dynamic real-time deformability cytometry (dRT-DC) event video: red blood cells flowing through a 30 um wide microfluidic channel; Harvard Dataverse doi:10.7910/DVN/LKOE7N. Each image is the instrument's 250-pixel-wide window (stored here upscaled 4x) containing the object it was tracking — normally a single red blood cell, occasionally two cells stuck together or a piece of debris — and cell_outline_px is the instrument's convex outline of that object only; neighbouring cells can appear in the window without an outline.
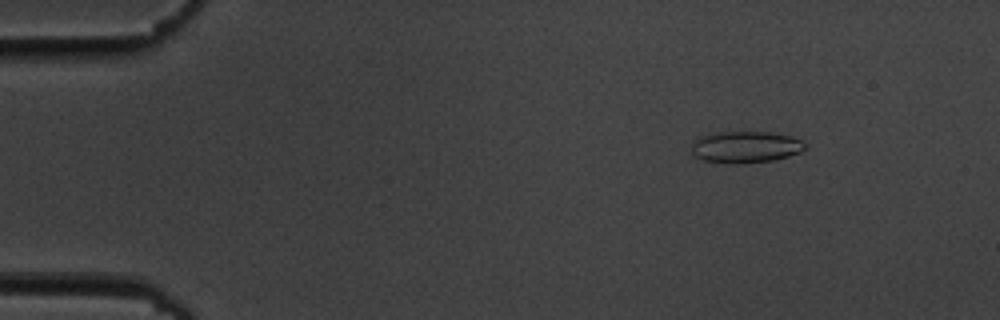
{"species": "common noctule bat (a hibernating species)", "species_latin": "Nyctalus noctula", "temperature_condition": "cold", "stored_images_in_passage": 16, "camera_frame_rate_fps": 3000, "um_per_image_px": 0.085, "animal": {"sex": "male", "body_mass_g": 19.5, "forearm_length_mm": 54.6}, "frame": {"image": 1, "passage_image": 7, "time_ms": 2.0, "image_size_px": [1000, 320], "cell_outline_px": [[808, 144], [800, 152], [788, 156], [772, 160], [744, 164], [728, 164], [704, 160], [696, 156], [692, 152], [692, 144], [700, 136], [716, 132], [768, 132], [792, 136], [804, 140]], "centroid_in_image_um": [63.4, 12.5], "position_along_channel_um": 21.6, "area_um2": 21.1}}